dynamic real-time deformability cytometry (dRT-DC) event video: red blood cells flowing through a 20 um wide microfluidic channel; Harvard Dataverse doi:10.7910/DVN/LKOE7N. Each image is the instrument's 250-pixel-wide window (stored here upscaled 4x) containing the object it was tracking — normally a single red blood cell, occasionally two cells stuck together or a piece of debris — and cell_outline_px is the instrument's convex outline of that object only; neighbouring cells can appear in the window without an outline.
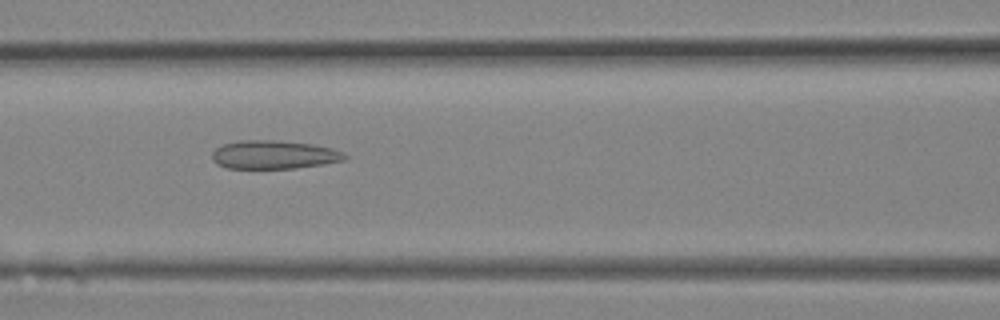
{"species": "Egyptian fruit bat (a non-hibernating species)", "species_latin": "Rousettus aegyptiacus", "temperature_condition": "room temperature", "stored_images_in_passage": 18, "camera_frame_rate_fps": 3000, "um_per_image_px": 0.085, "animal": {"sex": "female"}, "frame": {"image": 1, "passage_image": 4, "time_ms": 1.0, "image_size_px": [1000, 320], "cell_outline_px": [[348, 156], [344, 160], [296, 168], [228, 168], [216, 164], [212, 160], [212, 152], [216, 148], [224, 144], [240, 140], [272, 140], [312, 144], [332, 148], [344, 152]], "centroid_in_image_um": [23.27, 13.15], "position_along_channel_um": 143.3, "area_um2": 21.91}}
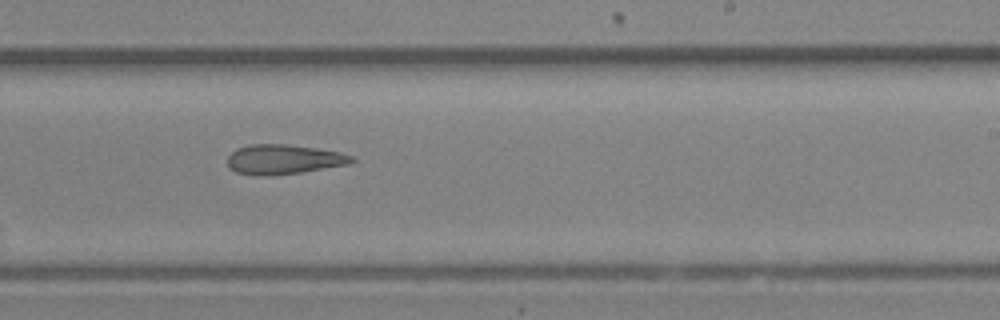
{"frame": {"image": 2, "passage_image": 9, "time_ms": 2.667, "image_size_px": [1000, 320], "cell_outline_px": [[356, 160], [348, 164], [300, 172], [272, 176], [256, 176], [236, 172], [228, 168], [228, 156], [236, 148], [252, 144], [284, 144], [316, 148], [340, 152], [352, 156]], "centroid_in_image_um": [24.07, 13.55], "position_along_channel_um": 264.9, "area_um2": 21.5}}
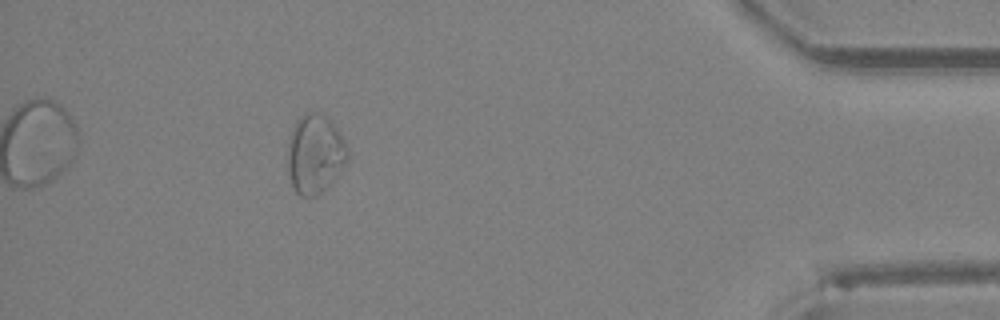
{"frame": {"image": 3, "passage_image": 17, "time_ms": 5.333, "image_size_px": [1000, 320], "cell_outline_px": [[348, 160], [328, 184], [316, 196], [300, 196], [296, 192], [292, 184], [288, 172], [288, 136], [296, 120], [304, 112], [320, 112], [328, 116], [332, 120], [344, 140], [348, 148]], "centroid_in_image_um": [26.76, 13.02], "position_along_channel_um": 408.4, "area_um2": 27.69}}